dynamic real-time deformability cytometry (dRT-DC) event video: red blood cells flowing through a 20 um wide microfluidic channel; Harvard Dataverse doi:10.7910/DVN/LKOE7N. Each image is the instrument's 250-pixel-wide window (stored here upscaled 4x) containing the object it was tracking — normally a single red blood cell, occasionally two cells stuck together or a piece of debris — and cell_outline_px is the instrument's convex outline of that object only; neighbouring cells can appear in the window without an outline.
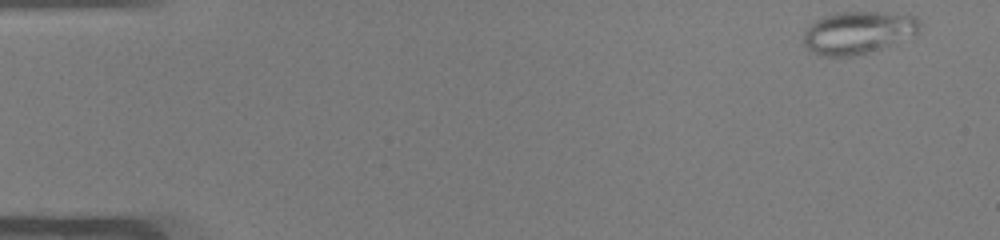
{"species": "common noctule bat (a hibernating species)", "species_latin": "Nyctalus noctula", "temperature_condition": "warm", "stored_images_in_passage": 48, "camera_frame_rate_fps": 3000, "um_per_image_px": 0.085, "animal": {"sex": "male", "body_mass_g": 19.0, "forearm_length_mm": 50.8}, "frame": {"image": 1, "passage_image": 1, "time_ms": 0.0, "image_size_px": [1000, 240], "cell_outline_px": [[920, 32], [880, 48], [856, 56], [816, 56], [804, 44], [804, 32], [816, 20], [824, 16], [836, 12], [884, 12], [916, 16], [920, 20]], "centroid_in_image_um": [72.93, 2.76], "position_along_channel_um": 12.1, "area_um2": 28.67}}
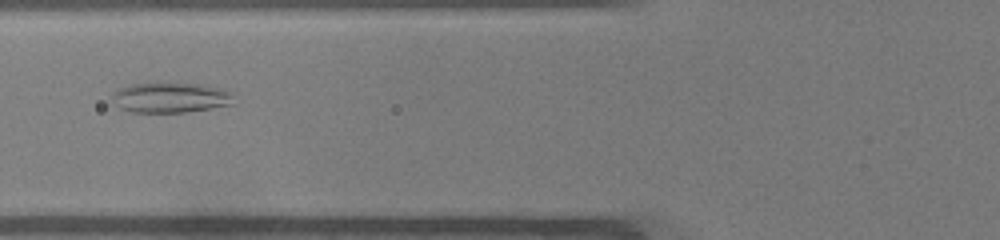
{"frame": {"image": 2, "passage_image": 18, "time_ms": 5.667, "image_size_px": [1000, 240], "cell_outline_px": [[232, 104], [188, 112], [132, 112], [120, 108], [112, 100], [112, 92], [116, 88], [128, 84], [204, 84], [220, 88], [232, 92]], "centroid_in_image_um": [14.45, 8.3], "position_along_channel_um": 111.3, "area_um2": 21.27}}
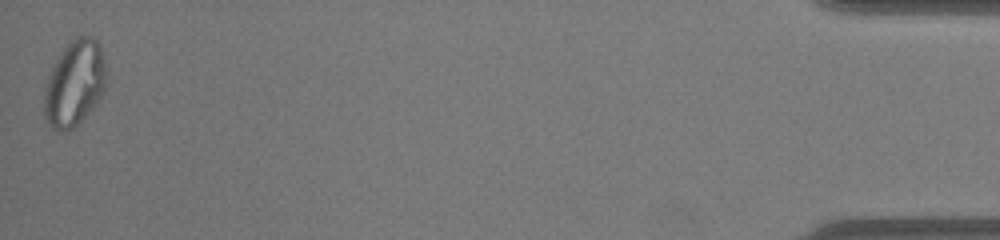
{"frame": {"image": 3, "passage_image": 48, "time_ms": 15.667, "image_size_px": [1000, 240], "cell_outline_px": [[104, 92], [92, 108], [72, 128], [64, 132], [52, 128], [48, 124], [44, 116], [44, 88], [48, 76], [60, 52], [72, 40], [80, 36], [92, 36], [100, 44], [104, 60]], "centroid_in_image_um": [6.31, 7.08], "position_along_channel_um": 428.9, "area_um2": 30.58}, "authors_computed_cell_mechanics": {"area_um2": 25.7499, "velocity_mm_per_s": 4.0703, "shape_relaxation_time_tau1_ms": null, "shape_relaxation_time_tau2_ms": 1.1869, "deformation_change_tau1": null, "deformation_change_tau2": 0.0558}}